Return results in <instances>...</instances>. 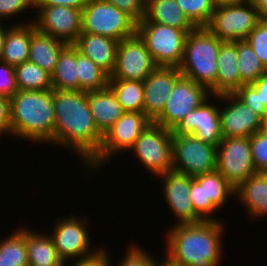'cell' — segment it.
Instances as JSON below:
<instances>
[{
	"label": "cell",
	"instance_id": "cell-1",
	"mask_svg": "<svg viewBox=\"0 0 267 266\" xmlns=\"http://www.w3.org/2000/svg\"><path fill=\"white\" fill-rule=\"evenodd\" d=\"M54 144L76 152L85 165L100 151L103 135L95 125L87 92L53 89Z\"/></svg>",
	"mask_w": 267,
	"mask_h": 266
},
{
	"label": "cell",
	"instance_id": "cell-2",
	"mask_svg": "<svg viewBox=\"0 0 267 266\" xmlns=\"http://www.w3.org/2000/svg\"><path fill=\"white\" fill-rule=\"evenodd\" d=\"M221 223L217 219L172 225L166 233L164 256L179 266H218L224 252Z\"/></svg>",
	"mask_w": 267,
	"mask_h": 266
},
{
	"label": "cell",
	"instance_id": "cell-3",
	"mask_svg": "<svg viewBox=\"0 0 267 266\" xmlns=\"http://www.w3.org/2000/svg\"><path fill=\"white\" fill-rule=\"evenodd\" d=\"M10 121L12 138L54 144L53 89L18 90L10 98Z\"/></svg>",
	"mask_w": 267,
	"mask_h": 266
},
{
	"label": "cell",
	"instance_id": "cell-4",
	"mask_svg": "<svg viewBox=\"0 0 267 266\" xmlns=\"http://www.w3.org/2000/svg\"><path fill=\"white\" fill-rule=\"evenodd\" d=\"M221 40L206 27L188 33L179 70L186 78L204 86L216 96L217 57Z\"/></svg>",
	"mask_w": 267,
	"mask_h": 266
},
{
	"label": "cell",
	"instance_id": "cell-5",
	"mask_svg": "<svg viewBox=\"0 0 267 266\" xmlns=\"http://www.w3.org/2000/svg\"><path fill=\"white\" fill-rule=\"evenodd\" d=\"M136 34L145 43L157 67L179 68L188 33L154 22H138Z\"/></svg>",
	"mask_w": 267,
	"mask_h": 266
},
{
	"label": "cell",
	"instance_id": "cell-6",
	"mask_svg": "<svg viewBox=\"0 0 267 266\" xmlns=\"http://www.w3.org/2000/svg\"><path fill=\"white\" fill-rule=\"evenodd\" d=\"M136 22L105 0H87L82 9L81 33L107 36L117 41L136 34Z\"/></svg>",
	"mask_w": 267,
	"mask_h": 266
},
{
	"label": "cell",
	"instance_id": "cell-7",
	"mask_svg": "<svg viewBox=\"0 0 267 266\" xmlns=\"http://www.w3.org/2000/svg\"><path fill=\"white\" fill-rule=\"evenodd\" d=\"M152 122L144 112H125L103 135L100 151L86 164V169L97 171L112 155L129 151Z\"/></svg>",
	"mask_w": 267,
	"mask_h": 266
},
{
	"label": "cell",
	"instance_id": "cell-8",
	"mask_svg": "<svg viewBox=\"0 0 267 266\" xmlns=\"http://www.w3.org/2000/svg\"><path fill=\"white\" fill-rule=\"evenodd\" d=\"M155 177L172 170V131L152 122L141 133L129 152Z\"/></svg>",
	"mask_w": 267,
	"mask_h": 266
},
{
	"label": "cell",
	"instance_id": "cell-9",
	"mask_svg": "<svg viewBox=\"0 0 267 266\" xmlns=\"http://www.w3.org/2000/svg\"><path fill=\"white\" fill-rule=\"evenodd\" d=\"M259 20L258 10L249 0L236 5H216L205 27L221 41H240L246 40Z\"/></svg>",
	"mask_w": 267,
	"mask_h": 266
},
{
	"label": "cell",
	"instance_id": "cell-10",
	"mask_svg": "<svg viewBox=\"0 0 267 266\" xmlns=\"http://www.w3.org/2000/svg\"><path fill=\"white\" fill-rule=\"evenodd\" d=\"M172 169L191 177L216 170L217 146L200 141L191 134L172 132Z\"/></svg>",
	"mask_w": 267,
	"mask_h": 266
},
{
	"label": "cell",
	"instance_id": "cell-11",
	"mask_svg": "<svg viewBox=\"0 0 267 266\" xmlns=\"http://www.w3.org/2000/svg\"><path fill=\"white\" fill-rule=\"evenodd\" d=\"M216 170L235 189L255 174L250 138H222L217 146Z\"/></svg>",
	"mask_w": 267,
	"mask_h": 266
},
{
	"label": "cell",
	"instance_id": "cell-12",
	"mask_svg": "<svg viewBox=\"0 0 267 266\" xmlns=\"http://www.w3.org/2000/svg\"><path fill=\"white\" fill-rule=\"evenodd\" d=\"M87 223H89L87 217L80 218L76 215H70L67 218L59 219L55 223L56 226H53L54 229L50 237L63 262H70V259L86 258L100 250V247L92 250Z\"/></svg>",
	"mask_w": 267,
	"mask_h": 266
},
{
	"label": "cell",
	"instance_id": "cell-13",
	"mask_svg": "<svg viewBox=\"0 0 267 266\" xmlns=\"http://www.w3.org/2000/svg\"><path fill=\"white\" fill-rule=\"evenodd\" d=\"M209 97L211 94L204 86L182 76L169 95L165 108L153 122L172 131L188 113Z\"/></svg>",
	"mask_w": 267,
	"mask_h": 266
},
{
	"label": "cell",
	"instance_id": "cell-14",
	"mask_svg": "<svg viewBox=\"0 0 267 266\" xmlns=\"http://www.w3.org/2000/svg\"><path fill=\"white\" fill-rule=\"evenodd\" d=\"M156 67L145 43L135 34L119 42L114 71L109 79L144 82Z\"/></svg>",
	"mask_w": 267,
	"mask_h": 266
},
{
	"label": "cell",
	"instance_id": "cell-15",
	"mask_svg": "<svg viewBox=\"0 0 267 266\" xmlns=\"http://www.w3.org/2000/svg\"><path fill=\"white\" fill-rule=\"evenodd\" d=\"M36 28L66 44H75L81 34L82 9L66 6L34 7Z\"/></svg>",
	"mask_w": 267,
	"mask_h": 266
},
{
	"label": "cell",
	"instance_id": "cell-16",
	"mask_svg": "<svg viewBox=\"0 0 267 266\" xmlns=\"http://www.w3.org/2000/svg\"><path fill=\"white\" fill-rule=\"evenodd\" d=\"M213 98L219 101L220 104L221 101H224L222 103L224 107L220 109L223 138H250L262 129L261 116L242 102L234 93L213 96Z\"/></svg>",
	"mask_w": 267,
	"mask_h": 266
},
{
	"label": "cell",
	"instance_id": "cell-17",
	"mask_svg": "<svg viewBox=\"0 0 267 266\" xmlns=\"http://www.w3.org/2000/svg\"><path fill=\"white\" fill-rule=\"evenodd\" d=\"M209 97L199 107L188 113L172 130L175 134H191L203 143L218 146L223 138L220 122V108L210 102Z\"/></svg>",
	"mask_w": 267,
	"mask_h": 266
},
{
	"label": "cell",
	"instance_id": "cell-18",
	"mask_svg": "<svg viewBox=\"0 0 267 266\" xmlns=\"http://www.w3.org/2000/svg\"><path fill=\"white\" fill-rule=\"evenodd\" d=\"M162 181L165 203L173 214L175 213L177 223L189 224L203 221L194 211L190 197L191 176L185 173L170 170L157 176Z\"/></svg>",
	"mask_w": 267,
	"mask_h": 266
},
{
	"label": "cell",
	"instance_id": "cell-19",
	"mask_svg": "<svg viewBox=\"0 0 267 266\" xmlns=\"http://www.w3.org/2000/svg\"><path fill=\"white\" fill-rule=\"evenodd\" d=\"M182 76L176 67H156L145 79L144 113L152 121L163 111L176 82Z\"/></svg>",
	"mask_w": 267,
	"mask_h": 266
},
{
	"label": "cell",
	"instance_id": "cell-20",
	"mask_svg": "<svg viewBox=\"0 0 267 266\" xmlns=\"http://www.w3.org/2000/svg\"><path fill=\"white\" fill-rule=\"evenodd\" d=\"M119 41L98 34L81 33L74 44L109 76L113 73Z\"/></svg>",
	"mask_w": 267,
	"mask_h": 266
},
{
	"label": "cell",
	"instance_id": "cell-21",
	"mask_svg": "<svg viewBox=\"0 0 267 266\" xmlns=\"http://www.w3.org/2000/svg\"><path fill=\"white\" fill-rule=\"evenodd\" d=\"M87 97L95 125L104 135L125 111L109 86L87 92Z\"/></svg>",
	"mask_w": 267,
	"mask_h": 266
},
{
	"label": "cell",
	"instance_id": "cell-22",
	"mask_svg": "<svg viewBox=\"0 0 267 266\" xmlns=\"http://www.w3.org/2000/svg\"><path fill=\"white\" fill-rule=\"evenodd\" d=\"M237 63V41H222L217 57L216 96L235 93L242 86Z\"/></svg>",
	"mask_w": 267,
	"mask_h": 266
},
{
	"label": "cell",
	"instance_id": "cell-23",
	"mask_svg": "<svg viewBox=\"0 0 267 266\" xmlns=\"http://www.w3.org/2000/svg\"><path fill=\"white\" fill-rule=\"evenodd\" d=\"M66 45V43L40 32L32 19L28 61L35 63L52 75L59 54Z\"/></svg>",
	"mask_w": 267,
	"mask_h": 266
},
{
	"label": "cell",
	"instance_id": "cell-24",
	"mask_svg": "<svg viewBox=\"0 0 267 266\" xmlns=\"http://www.w3.org/2000/svg\"><path fill=\"white\" fill-rule=\"evenodd\" d=\"M27 22V23H26ZM16 21L8 25L0 61L13 67L20 65L29 58L31 41V20Z\"/></svg>",
	"mask_w": 267,
	"mask_h": 266
},
{
	"label": "cell",
	"instance_id": "cell-25",
	"mask_svg": "<svg viewBox=\"0 0 267 266\" xmlns=\"http://www.w3.org/2000/svg\"><path fill=\"white\" fill-rule=\"evenodd\" d=\"M140 22H154L182 29L187 33L196 26L184 14L176 0H146L145 17Z\"/></svg>",
	"mask_w": 267,
	"mask_h": 266
},
{
	"label": "cell",
	"instance_id": "cell-26",
	"mask_svg": "<svg viewBox=\"0 0 267 266\" xmlns=\"http://www.w3.org/2000/svg\"><path fill=\"white\" fill-rule=\"evenodd\" d=\"M235 196L254 219L267 216V173L256 172L235 189Z\"/></svg>",
	"mask_w": 267,
	"mask_h": 266
},
{
	"label": "cell",
	"instance_id": "cell-27",
	"mask_svg": "<svg viewBox=\"0 0 267 266\" xmlns=\"http://www.w3.org/2000/svg\"><path fill=\"white\" fill-rule=\"evenodd\" d=\"M28 266H63L50 235L25 228Z\"/></svg>",
	"mask_w": 267,
	"mask_h": 266
},
{
	"label": "cell",
	"instance_id": "cell-28",
	"mask_svg": "<svg viewBox=\"0 0 267 266\" xmlns=\"http://www.w3.org/2000/svg\"><path fill=\"white\" fill-rule=\"evenodd\" d=\"M78 52L79 49L74 44H67L62 49L51 75L53 89L79 91Z\"/></svg>",
	"mask_w": 267,
	"mask_h": 266
},
{
	"label": "cell",
	"instance_id": "cell-29",
	"mask_svg": "<svg viewBox=\"0 0 267 266\" xmlns=\"http://www.w3.org/2000/svg\"><path fill=\"white\" fill-rule=\"evenodd\" d=\"M108 86L125 112H144L143 81L109 79Z\"/></svg>",
	"mask_w": 267,
	"mask_h": 266
},
{
	"label": "cell",
	"instance_id": "cell-30",
	"mask_svg": "<svg viewBox=\"0 0 267 266\" xmlns=\"http://www.w3.org/2000/svg\"><path fill=\"white\" fill-rule=\"evenodd\" d=\"M0 266H28L24 226L0 241Z\"/></svg>",
	"mask_w": 267,
	"mask_h": 266
},
{
	"label": "cell",
	"instance_id": "cell-31",
	"mask_svg": "<svg viewBox=\"0 0 267 266\" xmlns=\"http://www.w3.org/2000/svg\"><path fill=\"white\" fill-rule=\"evenodd\" d=\"M18 90H48L53 89L51 74L41 67L26 61L14 67Z\"/></svg>",
	"mask_w": 267,
	"mask_h": 266
},
{
	"label": "cell",
	"instance_id": "cell-32",
	"mask_svg": "<svg viewBox=\"0 0 267 266\" xmlns=\"http://www.w3.org/2000/svg\"><path fill=\"white\" fill-rule=\"evenodd\" d=\"M79 91L90 92L108 86L109 75L81 52L77 53Z\"/></svg>",
	"mask_w": 267,
	"mask_h": 266
},
{
	"label": "cell",
	"instance_id": "cell-33",
	"mask_svg": "<svg viewBox=\"0 0 267 266\" xmlns=\"http://www.w3.org/2000/svg\"><path fill=\"white\" fill-rule=\"evenodd\" d=\"M238 70L244 84H252L267 72L259 57L246 40L237 41Z\"/></svg>",
	"mask_w": 267,
	"mask_h": 266
},
{
	"label": "cell",
	"instance_id": "cell-34",
	"mask_svg": "<svg viewBox=\"0 0 267 266\" xmlns=\"http://www.w3.org/2000/svg\"><path fill=\"white\" fill-rule=\"evenodd\" d=\"M205 203H212L219 211L229 196L235 195V188L217 171L204 174Z\"/></svg>",
	"mask_w": 267,
	"mask_h": 266
},
{
	"label": "cell",
	"instance_id": "cell-35",
	"mask_svg": "<svg viewBox=\"0 0 267 266\" xmlns=\"http://www.w3.org/2000/svg\"><path fill=\"white\" fill-rule=\"evenodd\" d=\"M184 14L196 27H205L214 12V0H176Z\"/></svg>",
	"mask_w": 267,
	"mask_h": 266
},
{
	"label": "cell",
	"instance_id": "cell-36",
	"mask_svg": "<svg viewBox=\"0 0 267 266\" xmlns=\"http://www.w3.org/2000/svg\"><path fill=\"white\" fill-rule=\"evenodd\" d=\"M190 197L195 213L203 221H216L212 214L218 209L212 203H205L204 175L191 177Z\"/></svg>",
	"mask_w": 267,
	"mask_h": 266
},
{
	"label": "cell",
	"instance_id": "cell-37",
	"mask_svg": "<svg viewBox=\"0 0 267 266\" xmlns=\"http://www.w3.org/2000/svg\"><path fill=\"white\" fill-rule=\"evenodd\" d=\"M246 41L267 69V19H260Z\"/></svg>",
	"mask_w": 267,
	"mask_h": 266
},
{
	"label": "cell",
	"instance_id": "cell-38",
	"mask_svg": "<svg viewBox=\"0 0 267 266\" xmlns=\"http://www.w3.org/2000/svg\"><path fill=\"white\" fill-rule=\"evenodd\" d=\"M251 154L257 172L267 173V131L261 129L250 137Z\"/></svg>",
	"mask_w": 267,
	"mask_h": 266
},
{
	"label": "cell",
	"instance_id": "cell-39",
	"mask_svg": "<svg viewBox=\"0 0 267 266\" xmlns=\"http://www.w3.org/2000/svg\"><path fill=\"white\" fill-rule=\"evenodd\" d=\"M154 258L153 254L150 255L143 247L131 244L123 258L119 260L118 266H157L158 261Z\"/></svg>",
	"mask_w": 267,
	"mask_h": 266
},
{
	"label": "cell",
	"instance_id": "cell-40",
	"mask_svg": "<svg viewBox=\"0 0 267 266\" xmlns=\"http://www.w3.org/2000/svg\"><path fill=\"white\" fill-rule=\"evenodd\" d=\"M17 91L14 67L0 61V95L11 98Z\"/></svg>",
	"mask_w": 267,
	"mask_h": 266
},
{
	"label": "cell",
	"instance_id": "cell-41",
	"mask_svg": "<svg viewBox=\"0 0 267 266\" xmlns=\"http://www.w3.org/2000/svg\"><path fill=\"white\" fill-rule=\"evenodd\" d=\"M234 94L260 116L267 108L265 104L261 103L259 93L251 84H244Z\"/></svg>",
	"mask_w": 267,
	"mask_h": 266
},
{
	"label": "cell",
	"instance_id": "cell-42",
	"mask_svg": "<svg viewBox=\"0 0 267 266\" xmlns=\"http://www.w3.org/2000/svg\"><path fill=\"white\" fill-rule=\"evenodd\" d=\"M125 12L136 23L145 17L146 0H105Z\"/></svg>",
	"mask_w": 267,
	"mask_h": 266
},
{
	"label": "cell",
	"instance_id": "cell-43",
	"mask_svg": "<svg viewBox=\"0 0 267 266\" xmlns=\"http://www.w3.org/2000/svg\"><path fill=\"white\" fill-rule=\"evenodd\" d=\"M34 8V0H0V21ZM2 18V19H1Z\"/></svg>",
	"mask_w": 267,
	"mask_h": 266
},
{
	"label": "cell",
	"instance_id": "cell-44",
	"mask_svg": "<svg viewBox=\"0 0 267 266\" xmlns=\"http://www.w3.org/2000/svg\"><path fill=\"white\" fill-rule=\"evenodd\" d=\"M105 250L106 248L102 247L98 252L91 256L81 259H75L72 261L73 264L71 263L70 266H112V262H110L111 257L109 253ZM66 264L67 262L65 261L63 263V266H67Z\"/></svg>",
	"mask_w": 267,
	"mask_h": 266
},
{
	"label": "cell",
	"instance_id": "cell-45",
	"mask_svg": "<svg viewBox=\"0 0 267 266\" xmlns=\"http://www.w3.org/2000/svg\"><path fill=\"white\" fill-rule=\"evenodd\" d=\"M0 134L11 136L10 98L0 95Z\"/></svg>",
	"mask_w": 267,
	"mask_h": 266
},
{
	"label": "cell",
	"instance_id": "cell-46",
	"mask_svg": "<svg viewBox=\"0 0 267 266\" xmlns=\"http://www.w3.org/2000/svg\"><path fill=\"white\" fill-rule=\"evenodd\" d=\"M87 0H34V7L66 6L70 8L83 9Z\"/></svg>",
	"mask_w": 267,
	"mask_h": 266
},
{
	"label": "cell",
	"instance_id": "cell-47",
	"mask_svg": "<svg viewBox=\"0 0 267 266\" xmlns=\"http://www.w3.org/2000/svg\"><path fill=\"white\" fill-rule=\"evenodd\" d=\"M260 95L261 103L267 107V72L251 84Z\"/></svg>",
	"mask_w": 267,
	"mask_h": 266
},
{
	"label": "cell",
	"instance_id": "cell-48",
	"mask_svg": "<svg viewBox=\"0 0 267 266\" xmlns=\"http://www.w3.org/2000/svg\"><path fill=\"white\" fill-rule=\"evenodd\" d=\"M258 10L260 19H267V0H251Z\"/></svg>",
	"mask_w": 267,
	"mask_h": 266
},
{
	"label": "cell",
	"instance_id": "cell-49",
	"mask_svg": "<svg viewBox=\"0 0 267 266\" xmlns=\"http://www.w3.org/2000/svg\"><path fill=\"white\" fill-rule=\"evenodd\" d=\"M7 24L5 25L4 23H2L0 21V57L2 54V50H3V45H4V41H5V37H6V32L8 30V26Z\"/></svg>",
	"mask_w": 267,
	"mask_h": 266
},
{
	"label": "cell",
	"instance_id": "cell-50",
	"mask_svg": "<svg viewBox=\"0 0 267 266\" xmlns=\"http://www.w3.org/2000/svg\"><path fill=\"white\" fill-rule=\"evenodd\" d=\"M247 1L249 0H214L215 5H218V6L242 4Z\"/></svg>",
	"mask_w": 267,
	"mask_h": 266
},
{
	"label": "cell",
	"instance_id": "cell-51",
	"mask_svg": "<svg viewBox=\"0 0 267 266\" xmlns=\"http://www.w3.org/2000/svg\"><path fill=\"white\" fill-rule=\"evenodd\" d=\"M261 126L263 130L267 131V108L261 116Z\"/></svg>",
	"mask_w": 267,
	"mask_h": 266
},
{
	"label": "cell",
	"instance_id": "cell-52",
	"mask_svg": "<svg viewBox=\"0 0 267 266\" xmlns=\"http://www.w3.org/2000/svg\"><path fill=\"white\" fill-rule=\"evenodd\" d=\"M163 258H165L164 261L158 262L157 266H179L169 261L166 257Z\"/></svg>",
	"mask_w": 267,
	"mask_h": 266
}]
</instances>
